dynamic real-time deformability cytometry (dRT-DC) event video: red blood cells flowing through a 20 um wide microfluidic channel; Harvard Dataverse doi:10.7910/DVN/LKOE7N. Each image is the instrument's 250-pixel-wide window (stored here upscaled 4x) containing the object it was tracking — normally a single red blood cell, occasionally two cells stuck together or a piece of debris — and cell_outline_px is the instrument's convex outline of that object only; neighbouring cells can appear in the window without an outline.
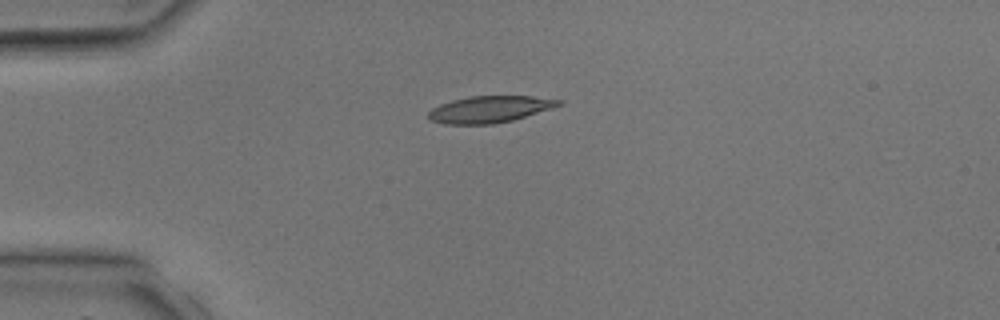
{"species": "common noctule bat (a hibernating species)", "species_latin": "Nyctalus noctula", "temperature_condition": "room temperature", "stored_images_in_passage": 4, "camera_frame_rate_fps": 3000, "um_per_image_px": 0.085, "animal": {"sex": "male", "body_mass_g": 17.9, "forearm_length_mm": 54.2}, "frame": {"image": 1, "passage_image": 3, "time_ms": 2.667, "image_size_px": [1000, 320], "cell_outline_px": [[564, 104], [552, 108], [512, 120], [492, 124], [444, 124], [428, 120], [428, 112], [432, 108], [440, 104], [452, 100], [472, 96], [532, 96], [564, 100]], "centroid_in_image_um": [41.62, 9.29], "position_along_channel_um": 43.4, "area_um2": 20.29}}